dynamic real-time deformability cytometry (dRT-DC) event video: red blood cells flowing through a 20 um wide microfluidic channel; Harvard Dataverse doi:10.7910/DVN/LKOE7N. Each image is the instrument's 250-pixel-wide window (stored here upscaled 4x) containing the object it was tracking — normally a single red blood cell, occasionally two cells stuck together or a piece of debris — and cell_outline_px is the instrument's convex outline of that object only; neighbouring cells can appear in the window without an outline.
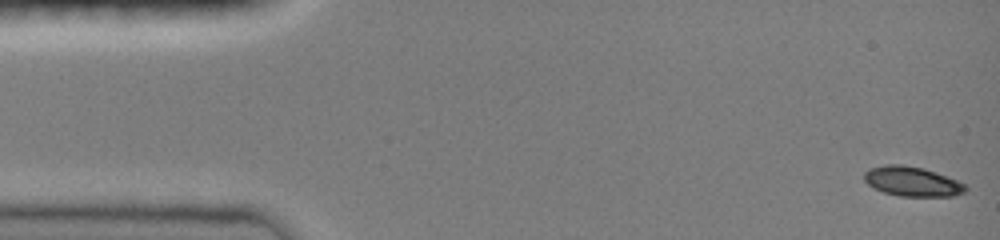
{"species": "common noctule bat (a hibernating species)", "species_latin": "Nyctalus noctula", "temperature_condition": "room temperature", "stored_images_in_passage": 41, "camera_frame_rate_fps": 3000, "um_per_image_px": 0.085, "animal": {"sex": "female", "body_mass_g": 19.0, "forearm_length_mm": 51.5}, "frame": {"image": 1, "passage_image": 1, "time_ms": 0.0, "image_size_px": [1000, 240], "cell_outline_px": [[968, 188], [964, 192], [952, 196], [900, 196], [884, 192], [868, 184], [864, 180], [864, 172], [872, 168], [888, 164], [900, 164], [920, 168], [956, 180], [964, 184]], "centroid_in_image_um": [77.51, 15.43], "position_along_channel_um": 7.5, "area_um2": 16.99}}
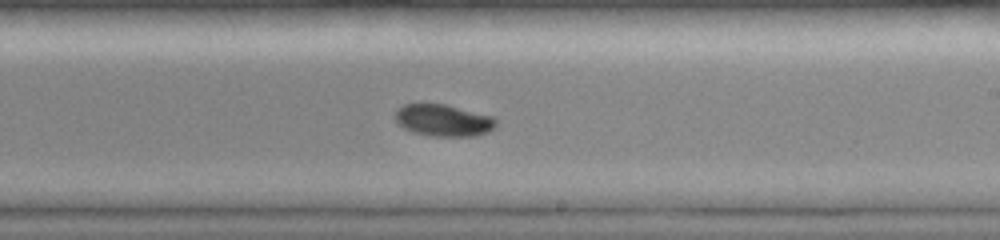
{"frame": {"image": 2, "passage_image": 22, "time_ms": 7.0, "image_size_px": [1000, 240], "cell_outline_px": [[496, 124], [488, 132], [476, 136], [432, 136], [412, 132], [404, 128], [396, 120], [396, 108], [404, 104], [420, 100], [444, 104], [492, 116], [496, 120]], "centroid_in_image_um": [37.62, 10.19], "position_along_channel_um": 251.4, "area_um2": 19.13}}
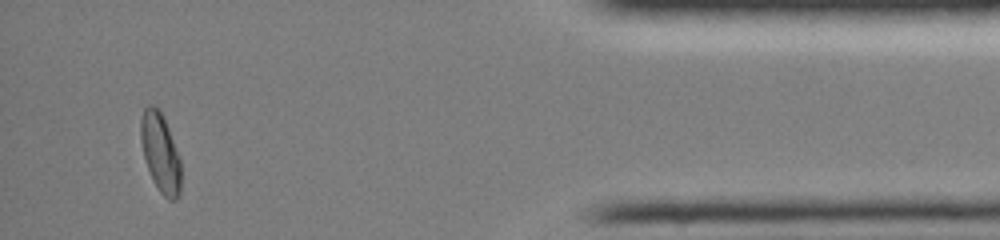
{"frame": {"image": 3, "passage_image": 38, "time_ms": 12.333, "image_size_px": [1000, 240], "cell_outline_px": [[180, 196], [176, 200], [168, 200], [160, 192], [148, 168], [144, 156], [140, 140], [140, 120], [144, 108], [148, 104], [152, 104], [160, 108], [164, 116], [180, 156]], "centroid_in_image_um": [13.64, 12.92], "position_along_channel_um": 421.6, "area_um2": 18.73}, "authors_computed_cell_mechanics": {"area_um2": 18.5538, "velocity_mm_per_s": 4.0852, "shape_relaxation_time_tau1_ms": 2.4876, "shape_relaxation_time_tau2_ms": null, "deformation_change_tau1": 0.1423, "deformation_change_tau2": null}}